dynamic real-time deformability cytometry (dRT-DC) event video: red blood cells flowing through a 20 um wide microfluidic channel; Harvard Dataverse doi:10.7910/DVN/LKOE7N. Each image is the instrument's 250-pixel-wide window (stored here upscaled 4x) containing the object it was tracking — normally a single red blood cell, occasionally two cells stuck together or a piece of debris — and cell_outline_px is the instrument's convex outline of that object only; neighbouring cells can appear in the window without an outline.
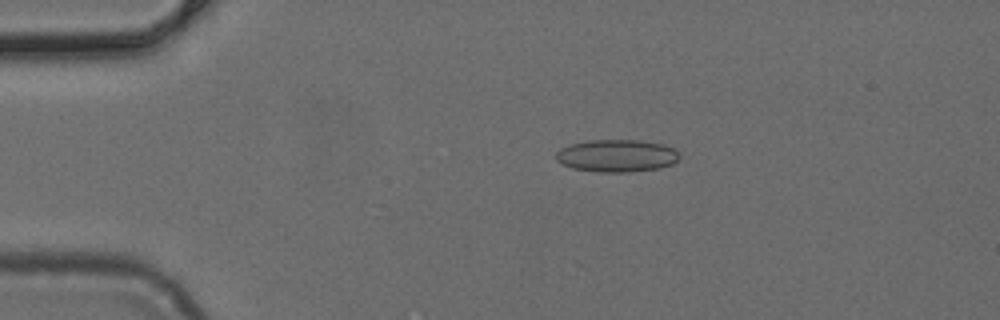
{"species": "common noctule bat (a hibernating species)", "species_latin": "Nyctalus noctula", "temperature_condition": "cold", "stored_images_in_passage": 43, "camera_frame_rate_fps": 3000, "um_per_image_px": 0.085, "animal": {"sex": "female", "body_mass_g": 24.6, "forearm_length_mm": 56.2}, "frame": {"image": 1, "passage_image": 4, "time_ms": 1.0, "image_size_px": [1000, 320], "cell_outline_px": [[680, 156], [672, 164], [660, 168], [628, 172], [596, 172], [572, 168], [556, 160], [556, 152], [560, 148], [568, 144], [588, 140], [640, 140], [664, 144], [672, 148]], "centroid_in_image_um": [52.39, 13.23], "position_along_channel_um": 32.6, "area_um2": 23.41}}
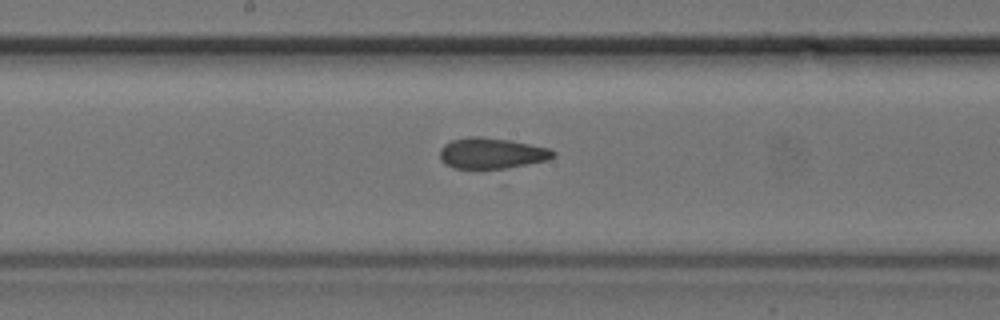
{"frame": {"image": 2, "passage_image": 20, "time_ms": 6.333, "image_size_px": [1000, 320], "cell_outline_px": [[556, 156], [548, 160], [496, 172], [452, 168], [444, 164], [440, 160], [440, 148], [444, 144], [452, 140], [468, 136], [480, 136], [508, 140], [548, 148], [556, 152]], "centroid_in_image_um": [41.77, 13.09], "position_along_channel_um": 206.4, "area_um2": 21.44}}
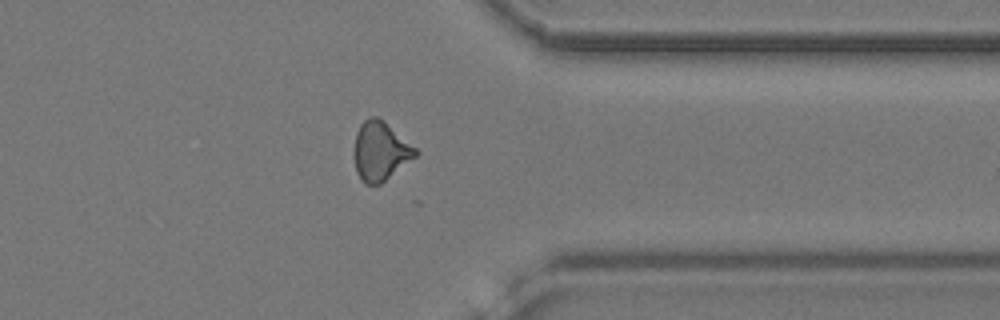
{"frame": {"image": 3, "passage_image": 33, "time_ms": 10.667, "image_size_px": [1000, 320], "cell_outline_px": [[420, 152], [416, 156], [380, 184], [364, 184], [360, 180], [356, 172], [352, 156], [352, 148], [356, 132], [360, 124], [368, 116], [376, 116], [384, 120], [416, 148]], "centroid_in_image_um": [32.27, 12.83], "position_along_channel_um": 379.1, "area_um2": 21.5}}